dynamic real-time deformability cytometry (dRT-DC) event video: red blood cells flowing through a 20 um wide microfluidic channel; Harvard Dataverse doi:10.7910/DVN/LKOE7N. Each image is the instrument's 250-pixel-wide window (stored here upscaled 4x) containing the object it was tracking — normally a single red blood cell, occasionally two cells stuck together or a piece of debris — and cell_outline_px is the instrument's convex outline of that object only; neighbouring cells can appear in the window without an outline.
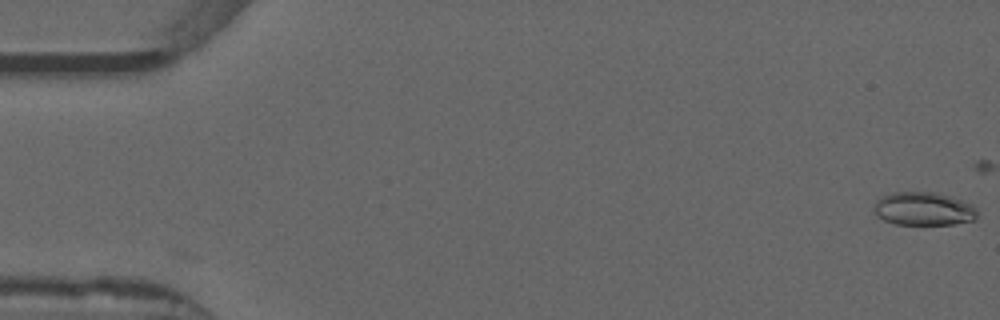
{"species": "common noctule bat (a hibernating species)", "species_latin": "Nyctalus noctula", "temperature_condition": "warm", "stored_images_in_passage": 16, "camera_frame_rate_fps": 3000, "um_per_image_px": 0.085, "animal": {"sex": "male", "forearm_length_mm": 52.5}, "frame": {"image": 1, "passage_image": 1, "time_ms": 0.0, "image_size_px": [1000, 320], "cell_outline_px": [[976, 216], [972, 220], [952, 224], [896, 224], [884, 220], [876, 216], [876, 200], [880, 196], [892, 192], [932, 192], [948, 196], [972, 204], [976, 208]], "centroid_in_image_um": [78.48, 17.74], "position_along_channel_um": 6.5, "area_um2": 19.77}}